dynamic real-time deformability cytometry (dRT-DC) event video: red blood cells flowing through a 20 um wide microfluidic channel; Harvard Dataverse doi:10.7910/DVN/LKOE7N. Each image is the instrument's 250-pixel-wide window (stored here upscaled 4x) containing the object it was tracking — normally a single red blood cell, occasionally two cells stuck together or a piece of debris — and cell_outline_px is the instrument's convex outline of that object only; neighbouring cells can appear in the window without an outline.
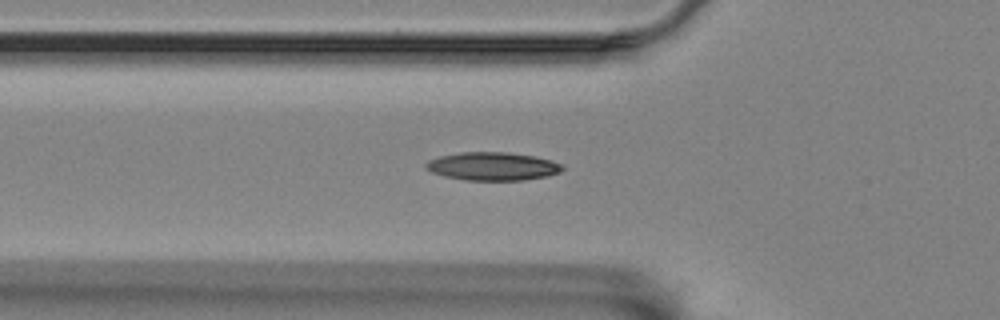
{"species": "Egyptian fruit bat (a non-hibernating species)", "species_latin": "Rousettus aegyptiacus", "temperature_condition": "room temperature", "stored_images_in_passage": 39, "camera_frame_rate_fps": 3000, "um_per_image_px": 0.085, "animal": {"sex": "female"}, "frame": {"image": 1, "passage_image": 2, "time_ms": 0.333, "image_size_px": [1000, 320], "cell_outline_px": [[564, 168], [560, 172], [548, 176], [524, 180], [464, 180], [444, 176], [432, 172], [424, 168], [424, 164], [428, 160], [440, 156], [460, 152], [508, 152], [532, 156], [552, 160], [564, 164]], "centroid_in_image_um": [41.87, 14.13], "position_along_channel_um": 83.9, "area_um2": 22.6}}
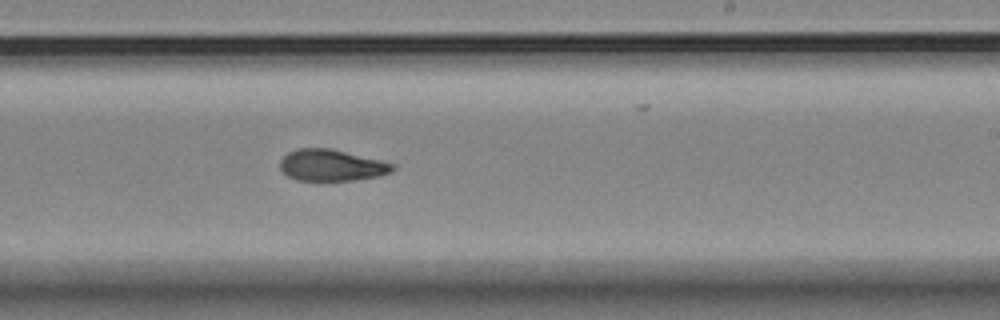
{"frame": {"image": 2, "passage_image": 17, "time_ms": 5.333, "image_size_px": [1000, 320], "cell_outline_px": [[396, 168], [392, 172], [380, 176], [352, 180], [296, 180], [288, 176], [280, 168], [280, 160], [288, 152], [300, 148], [328, 148], [380, 160], [396, 164]], "centroid_in_image_um": [28.2, 14.05], "position_along_channel_um": 260.8, "area_um2": 20.52}}
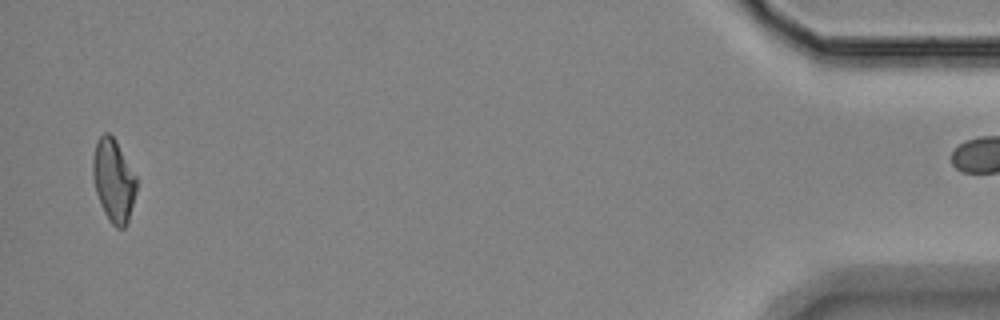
{"frame": {"image": 3, "passage_image": 38, "time_ms": 12.333, "image_size_px": [1000, 320], "cell_outline_px": [[136, 192], [128, 220], [124, 228], [116, 228], [112, 224], [104, 212], [100, 204], [96, 192], [92, 172], [92, 160], [96, 140], [104, 132], [108, 132], [116, 140], [136, 176]], "centroid_in_image_um": [9.64, 15.32], "position_along_channel_um": 425.6, "area_um2": 20.98}}